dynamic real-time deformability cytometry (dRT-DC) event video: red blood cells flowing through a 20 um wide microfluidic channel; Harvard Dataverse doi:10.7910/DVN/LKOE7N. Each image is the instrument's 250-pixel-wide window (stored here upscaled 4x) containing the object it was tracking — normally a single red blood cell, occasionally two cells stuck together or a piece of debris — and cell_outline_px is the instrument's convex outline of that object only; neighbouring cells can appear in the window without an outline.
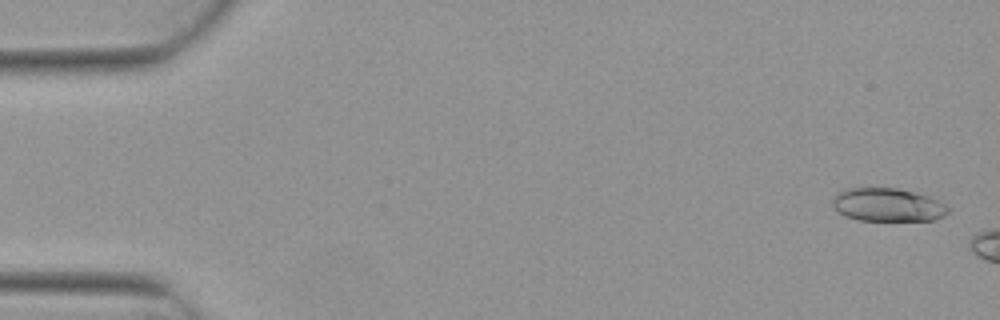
{"species": "Egyptian fruit bat (a non-hibernating species)", "species_latin": "Rousettus aegyptiacus", "temperature_condition": "warm", "stored_images_in_passage": 6, "camera_frame_rate_fps": 3000, "um_per_image_px": 0.085, "animal": {"sex": "female"}, "frame": {"image": 1, "passage_image": 1, "time_ms": 0.0, "image_size_px": [1000, 320], "cell_outline_px": [[948, 212], [944, 216], [932, 220], [860, 220], [844, 216], [832, 204], [832, 200], [836, 192], [844, 188], [896, 188], [916, 192], [928, 196], [944, 204], [948, 208]], "centroid_in_image_um": [75.42, 17.4], "position_along_channel_um": 9.6, "area_um2": 22.31}}
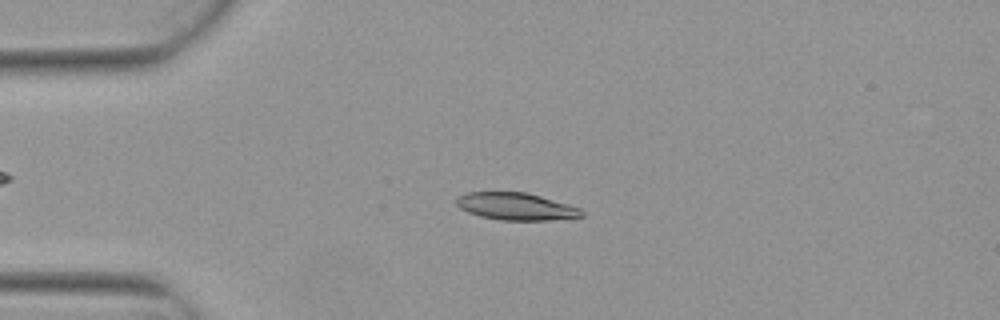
{"frame": {"image": 2, "passage_image": 5, "time_ms": 1.333, "image_size_px": [1000, 320], "cell_outline_px": [[584, 216], [552, 220], [500, 220], [480, 216], [468, 212], [460, 208], [456, 204], [456, 196], [468, 192], [524, 192], [540, 196], [568, 204], [580, 208], [584, 212]], "centroid_in_image_um": [43.84, 17.55], "position_along_channel_um": 41.2, "area_um2": 19.88}}